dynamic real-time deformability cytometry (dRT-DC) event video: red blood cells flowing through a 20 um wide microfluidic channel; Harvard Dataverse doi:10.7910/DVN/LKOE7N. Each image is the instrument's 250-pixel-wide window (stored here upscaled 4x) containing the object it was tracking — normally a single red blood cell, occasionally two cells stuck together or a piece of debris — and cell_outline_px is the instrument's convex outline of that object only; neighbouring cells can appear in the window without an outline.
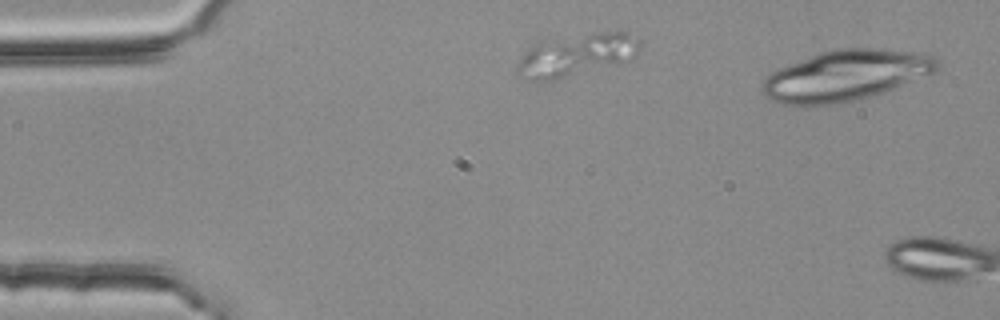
{"species": "common noctule bat (a hibernating species)", "species_latin": "Nyctalus noctula", "temperature_condition": "room temperature", "stored_images_in_passage": 3, "camera_frame_rate_fps": 3000, "um_per_image_px": 0.085, "animal": {"sex": "female", "body_mass_g": 25.1}, "frame": {"image": 1, "passage_image": 1, "time_ms": 0.0, "image_size_px": [1000, 320], "cell_outline_px": [[940, 68], [936, 72], [892, 88], [868, 96], [852, 100], [832, 104], [780, 104], [772, 100], [760, 88], [760, 84], [772, 72], [788, 64], [820, 52], [836, 48], [876, 48], [924, 52], [936, 56], [940, 64]], "centroid_in_image_um": [71.93, 6.38], "position_along_channel_um": 13.1, "area_um2": 51.15}}